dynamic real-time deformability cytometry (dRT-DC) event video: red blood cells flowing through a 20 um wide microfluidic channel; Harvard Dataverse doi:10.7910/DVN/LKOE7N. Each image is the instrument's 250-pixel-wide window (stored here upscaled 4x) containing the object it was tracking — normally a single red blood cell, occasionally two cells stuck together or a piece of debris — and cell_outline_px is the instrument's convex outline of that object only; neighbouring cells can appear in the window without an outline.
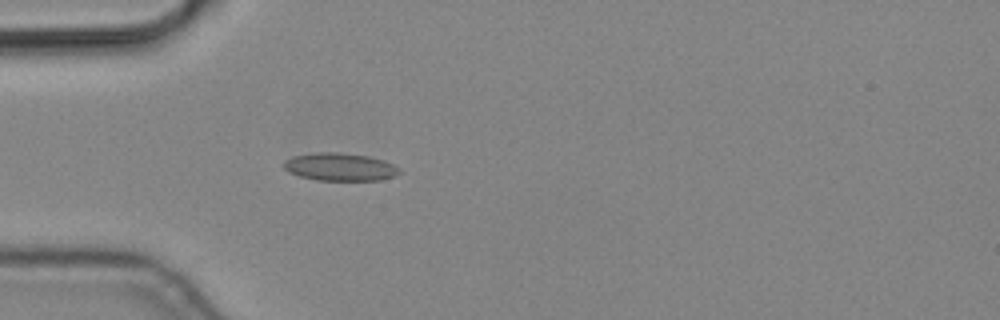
{"species": "common noctule bat (a hibernating species)", "species_latin": "Nyctalus noctula", "temperature_condition": "cold", "stored_images_in_passage": 5, "camera_frame_rate_fps": 3000, "um_per_image_px": 0.085, "animal": {"sex": "male", "body_mass_g": 19.2, "forearm_length_mm": 51.8}, "frame": {"image": 1, "passage_image": 5, "time_ms": 1.333, "image_size_px": [1000, 320], "cell_outline_px": [[400, 172], [392, 176], [380, 180], [316, 180], [300, 176], [288, 172], [284, 168], [284, 160], [292, 156], [316, 152], [336, 152], [368, 156], [384, 160], [400, 168]], "centroid_in_image_um": [28.86, 14.18], "position_along_channel_um": 56.1, "area_um2": 18.67}}